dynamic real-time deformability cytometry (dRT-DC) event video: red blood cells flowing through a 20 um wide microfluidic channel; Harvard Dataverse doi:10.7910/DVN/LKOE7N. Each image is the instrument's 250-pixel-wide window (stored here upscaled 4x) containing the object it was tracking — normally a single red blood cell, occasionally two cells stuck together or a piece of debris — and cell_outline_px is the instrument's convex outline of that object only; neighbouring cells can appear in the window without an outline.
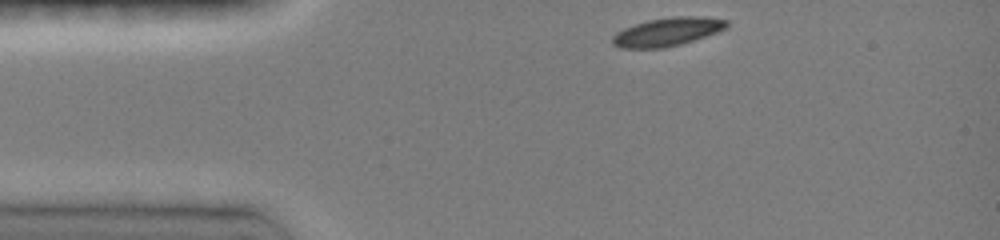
{"species": "common noctule bat (a hibernating species)", "species_latin": "Nyctalus noctula", "temperature_condition": "room temperature", "stored_images_in_passage": 2, "camera_frame_rate_fps": 3000, "um_per_image_px": 0.085, "animal": {"sex": "female", "body_mass_g": 19.0, "forearm_length_mm": 51.5}, "frame": {"image": 1, "passage_image": 1, "time_ms": 0.0, "image_size_px": [1000, 240], "cell_outline_px": [[728, 28], [680, 44], [664, 48], [620, 48], [612, 44], [612, 36], [616, 32], [624, 28], [648, 20], [672, 16], [704, 16], [728, 20]], "centroid_in_image_um": [56.72, 2.69], "position_along_channel_um": 28.3, "area_um2": 18.9}}